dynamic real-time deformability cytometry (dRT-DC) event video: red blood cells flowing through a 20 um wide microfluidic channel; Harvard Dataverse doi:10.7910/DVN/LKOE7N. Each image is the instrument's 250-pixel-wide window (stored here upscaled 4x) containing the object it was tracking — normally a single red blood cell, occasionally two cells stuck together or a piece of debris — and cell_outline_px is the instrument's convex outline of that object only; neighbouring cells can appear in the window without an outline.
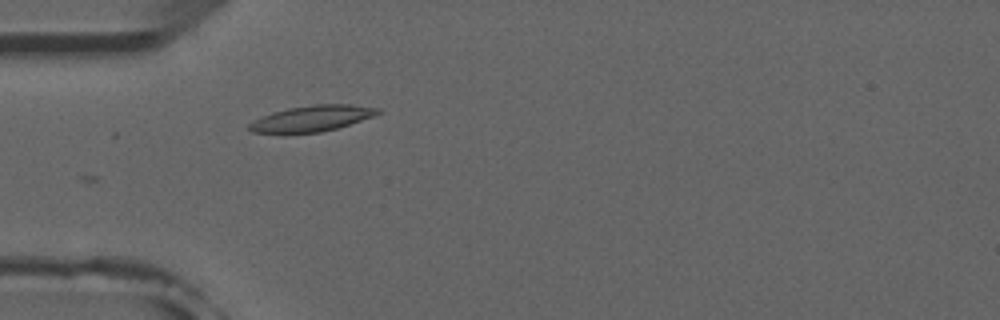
{"species": "common noctule bat (a hibernating species)", "species_latin": "Nyctalus noctula", "temperature_condition": "room temperature", "stored_images_in_passage": 4, "camera_frame_rate_fps": 3000, "um_per_image_px": 0.085, "animal": {"sex": "male", "forearm_length_mm": 52.5}, "frame": {"image": 1, "passage_image": 4, "time_ms": 4.333, "image_size_px": [1000, 320], "cell_outline_px": [[380, 112], [372, 116], [336, 128], [320, 132], [252, 132], [248, 128], [248, 124], [272, 112], [288, 108], [316, 104], [352, 104], [380, 108]], "centroid_in_image_um": [26.53, 10.04], "position_along_channel_um": 58.5, "area_um2": 18.84}}